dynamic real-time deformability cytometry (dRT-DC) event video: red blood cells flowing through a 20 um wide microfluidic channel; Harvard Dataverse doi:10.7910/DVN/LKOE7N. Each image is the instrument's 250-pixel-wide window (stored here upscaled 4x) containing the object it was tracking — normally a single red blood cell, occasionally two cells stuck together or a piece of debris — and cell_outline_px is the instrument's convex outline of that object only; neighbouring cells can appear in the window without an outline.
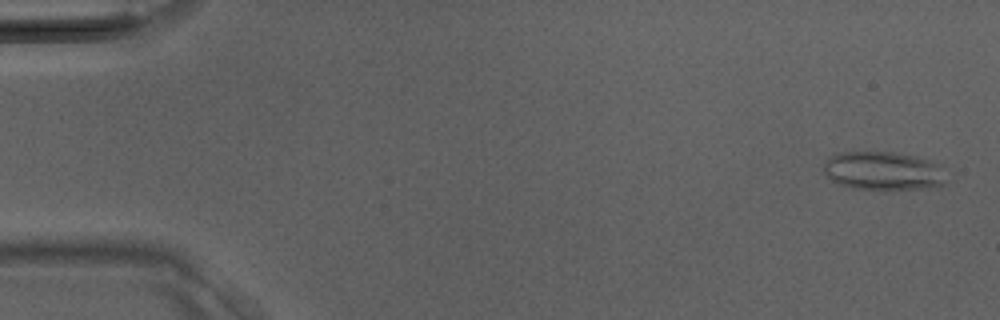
{"species": "Egyptian fruit bat (a non-hibernating species)", "species_latin": "Rousettus aegyptiacus", "temperature_condition": "room temperature", "stored_images_in_passage": 39, "camera_frame_rate_fps": 3000, "um_per_image_px": 0.085, "animal": {"sex": "male"}, "frame": {"image": 1, "passage_image": 2, "time_ms": 0.333, "image_size_px": [1000, 320], "cell_outline_px": [[944, 184], [920, 188], [852, 188], [840, 184], [832, 180], [824, 172], [824, 160], [828, 156], [836, 152], [892, 152], [916, 156], [928, 160], [936, 164]], "centroid_in_image_um": [74.93, 14.49], "position_along_channel_um": 10.1, "area_um2": 26.65}}
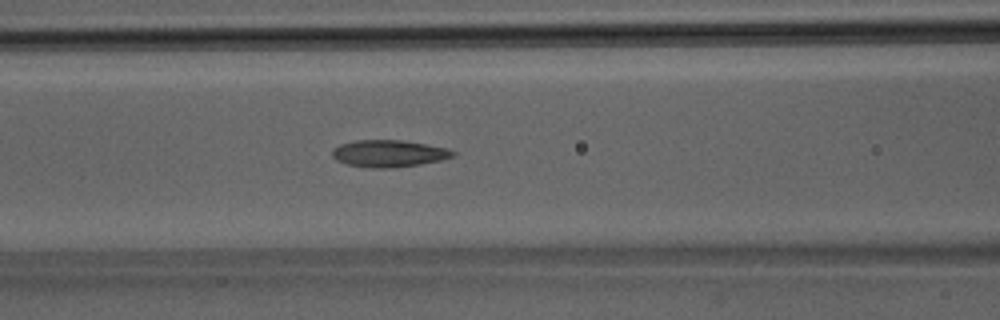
{"frame": {"image": 2, "passage_image": 17, "time_ms": 5.333, "image_size_px": [1000, 320], "cell_outline_px": [[456, 156], [440, 160], [420, 164], [388, 168], [368, 168], [348, 164], [336, 160], [332, 156], [332, 148], [340, 144], [356, 140], [404, 140], [448, 148], [456, 152]], "centroid_in_image_um": [33.05, 13.04], "position_along_channel_um": 133.5, "area_um2": 19.07}}
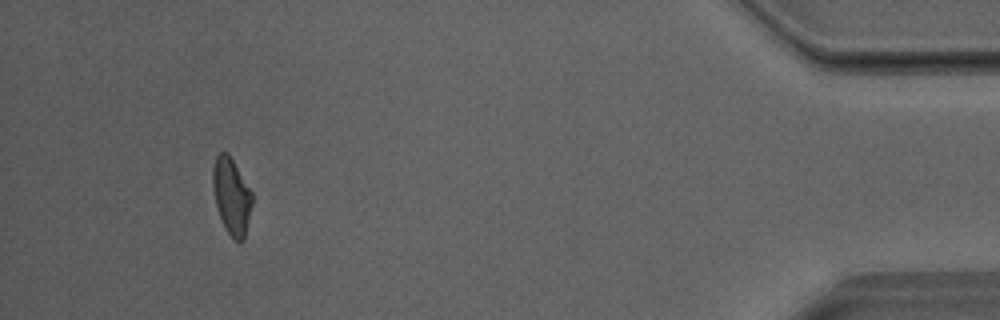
{"frame": {"image": 3, "passage_image": 37, "time_ms": 12.0, "image_size_px": [1000, 320], "cell_outline_px": [[252, 204], [244, 240], [240, 244], [228, 232], [220, 216], [216, 204], [212, 184], [212, 168], [216, 156], [220, 152], [228, 152], [252, 192]], "centroid_in_image_um": [19.68, 16.65], "position_along_channel_um": 415.5, "area_um2": 17.34}}